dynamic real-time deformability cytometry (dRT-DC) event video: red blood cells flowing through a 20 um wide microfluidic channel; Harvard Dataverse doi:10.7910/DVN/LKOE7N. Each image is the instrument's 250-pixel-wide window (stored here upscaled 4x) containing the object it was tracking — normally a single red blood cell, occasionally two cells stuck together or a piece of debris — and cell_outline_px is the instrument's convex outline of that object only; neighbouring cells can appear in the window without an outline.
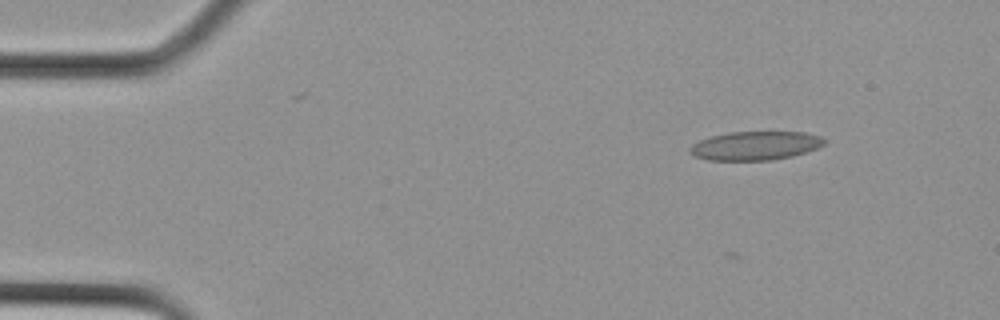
{"species": "Egyptian fruit bat (a non-hibernating species)", "species_latin": "Rousettus aegyptiacus", "temperature_condition": "cold", "stored_images_in_passage": 9, "camera_frame_rate_fps": 3000, "um_per_image_px": 0.085, "animal": {"sex": "female"}, "frame": {"image": 1, "passage_image": 2, "time_ms": 0.333, "image_size_px": [1000, 320], "cell_outline_px": [[824, 144], [816, 148], [792, 156], [772, 160], [708, 160], [692, 156], [688, 152], [688, 148], [692, 144], [700, 140], [712, 136], [728, 132], [804, 132], [820, 136], [824, 140]], "centroid_in_image_um": [64.14, 12.39], "position_along_channel_um": 20.9, "area_um2": 22.48}}
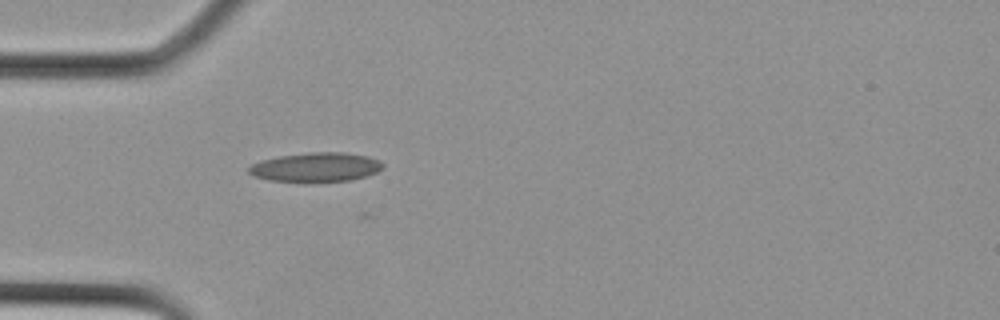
{"frame": {"image": 2, "passage_image": 7, "time_ms": 2.0, "image_size_px": [1000, 320], "cell_outline_px": [[384, 168], [368, 176], [348, 180], [268, 180], [256, 176], [248, 172], [248, 168], [252, 164], [264, 160], [280, 156], [312, 152], [344, 152], [368, 156], [380, 160], [384, 164]], "centroid_in_image_um": [26.93, 14.18], "position_along_channel_um": 58.1, "area_um2": 22.2}}
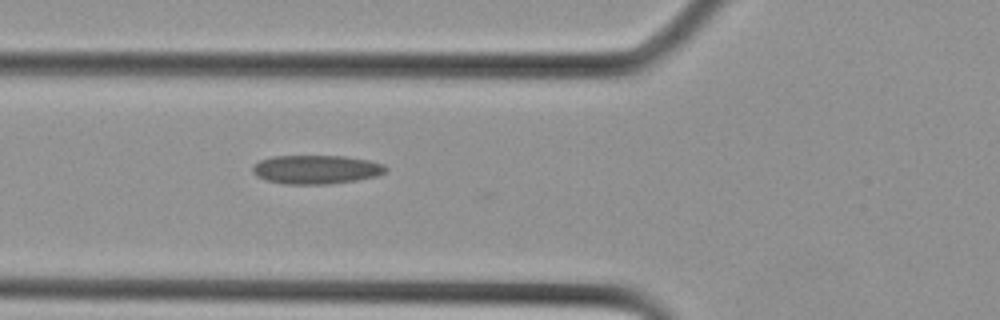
{"frame": {"image": 3, "passage_image": 9, "time_ms": 2.667, "image_size_px": [1000, 320], "cell_outline_px": [[388, 168], [384, 172], [376, 176], [356, 180], [328, 184], [284, 184], [268, 180], [256, 176], [252, 172], [252, 164], [260, 160], [272, 156], [344, 156], [368, 160], [384, 164]], "centroid_in_image_um": [26.85, 14.4], "position_along_channel_um": 99.0, "area_um2": 22.37}}